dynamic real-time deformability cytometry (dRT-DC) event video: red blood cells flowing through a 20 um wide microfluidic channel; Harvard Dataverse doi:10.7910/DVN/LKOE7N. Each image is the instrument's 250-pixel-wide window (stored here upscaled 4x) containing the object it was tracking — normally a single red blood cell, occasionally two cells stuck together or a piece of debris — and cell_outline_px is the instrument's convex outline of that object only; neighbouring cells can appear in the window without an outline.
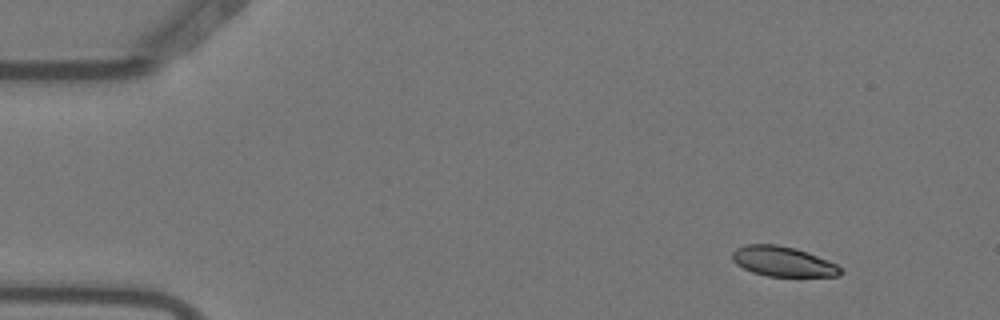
{"species": "Egyptian fruit bat (a non-hibernating species)", "species_latin": "Rousettus aegyptiacus", "temperature_condition": "warm", "stored_images_in_passage": 6, "camera_frame_rate_fps": 3000, "um_per_image_px": 0.085, "animal": {"sex": "female"}, "frame": {"image": 1, "passage_image": 2, "time_ms": 0.333, "image_size_px": [1000, 320], "cell_outline_px": [[844, 272], [840, 276], [768, 276], [752, 272], [736, 264], [732, 260], [732, 252], [736, 248], [744, 244], [776, 244], [796, 248], [836, 264]], "centroid_in_image_um": [66.52, 22.22], "position_along_channel_um": 18.5, "area_um2": 18.84}}
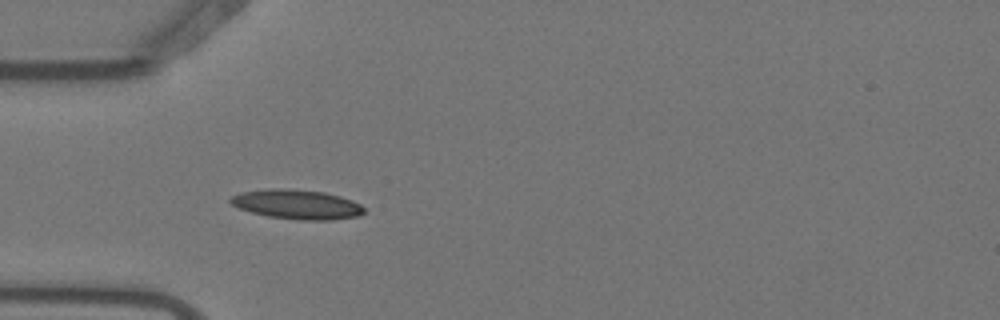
{"frame": {"image": 2, "passage_image": 5, "time_ms": 1.333, "image_size_px": [1000, 320], "cell_outline_px": [[364, 212], [360, 216], [332, 220], [300, 220], [268, 216], [252, 212], [240, 208], [232, 204], [228, 200], [232, 196], [240, 192], [268, 188], [288, 188], [324, 192], [340, 196], [352, 200], [360, 204], [364, 208]], "centroid_in_image_um": [25.25, 17.36], "position_along_channel_um": 59.7, "area_um2": 23.06}}
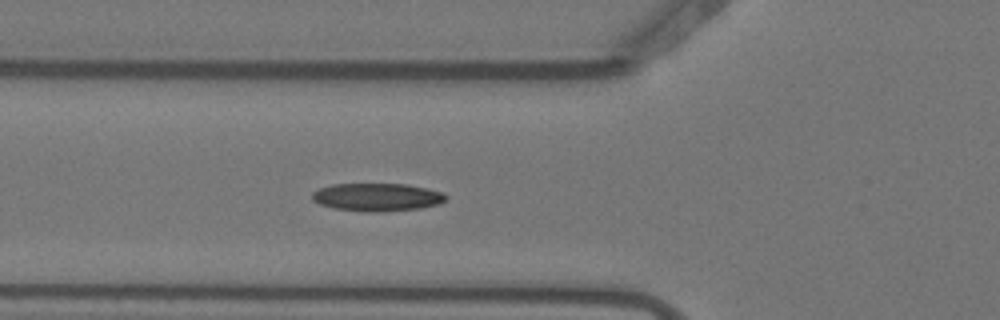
{"frame": {"image": 3, "passage_image": 6, "time_ms": 1.667, "image_size_px": [1000, 320], "cell_outline_px": [[448, 196], [440, 204], [420, 208], [380, 212], [364, 212], [332, 208], [320, 204], [312, 200], [312, 192], [320, 188], [332, 184], [408, 184], [428, 188], [444, 192]], "centroid_in_image_um": [32.07, 16.76], "position_along_channel_um": 93.7, "area_um2": 22.02}}